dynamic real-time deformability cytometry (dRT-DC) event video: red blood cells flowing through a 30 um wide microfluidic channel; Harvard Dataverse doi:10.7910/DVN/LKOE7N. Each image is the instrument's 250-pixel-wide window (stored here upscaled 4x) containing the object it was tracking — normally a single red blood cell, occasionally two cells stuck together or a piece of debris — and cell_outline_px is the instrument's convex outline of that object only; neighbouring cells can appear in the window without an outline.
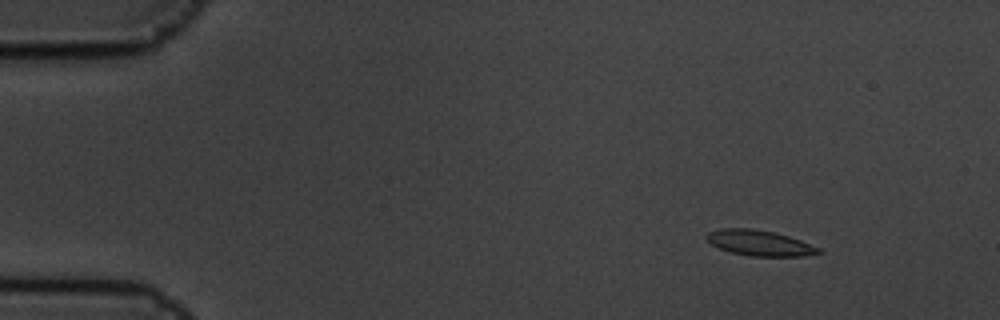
{"species": "common noctule bat (a hibernating species)", "species_latin": "Nyctalus noctula", "temperature_condition": "cold", "stored_images_in_passage": 13, "camera_frame_rate_fps": 3000, "um_per_image_px": 0.085, "animal": {"sex": "male", "body_mass_g": 19.5, "forearm_length_mm": 54.6}, "frame": {"image": 1, "passage_image": 3, "time_ms": 0.667, "image_size_px": [1000, 320], "cell_outline_px": [[824, 252], [804, 256], [748, 256], [732, 252], [720, 248], [712, 244], [704, 236], [708, 232], [720, 228], [752, 228], [772, 232], [788, 236], [800, 240], [820, 248]], "centroid_in_image_um": [64.56, 20.65], "position_along_channel_um": 20.4, "area_um2": 16.59}}
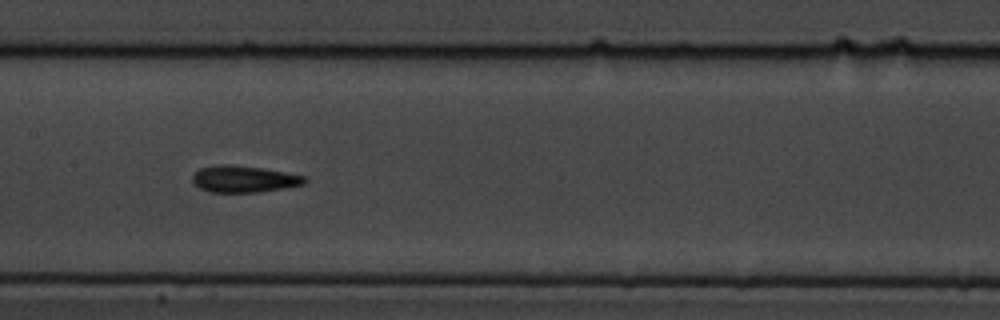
{"frame": {"image": 2, "passage_image": 9, "time_ms": 2.667, "image_size_px": [1000, 320], "cell_outline_px": [[308, 180], [304, 184], [284, 188], [260, 192], [208, 192], [200, 188], [192, 180], [192, 176], [200, 168], [216, 164], [228, 164], [264, 168], [304, 176]], "centroid_in_image_um": [20.72, 15.21], "position_along_channel_um": 186.7, "area_um2": 17.46}}
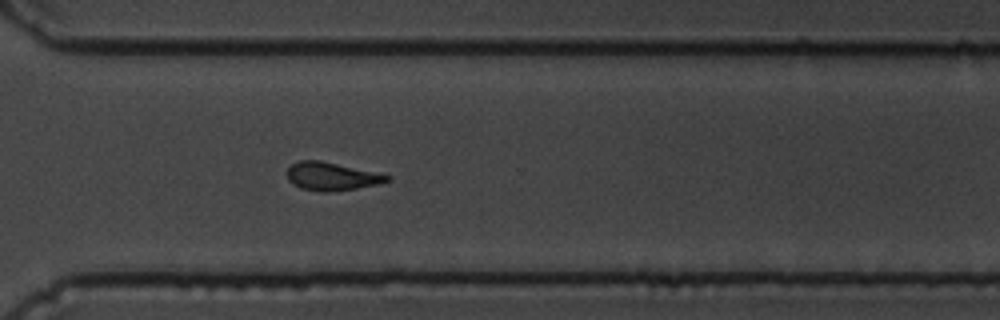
{"frame": {"image": 3, "passage_image": 13, "time_ms": 4.0, "image_size_px": [1000, 320], "cell_outline_px": [[392, 180], [380, 184], [356, 188], [328, 192], [320, 192], [300, 188], [292, 184], [288, 180], [284, 172], [292, 164], [300, 160], [320, 160], [376, 172], [392, 176]], "centroid_in_image_um": [28.17, 14.99], "position_along_channel_um": 342.4, "area_um2": 16.65}}